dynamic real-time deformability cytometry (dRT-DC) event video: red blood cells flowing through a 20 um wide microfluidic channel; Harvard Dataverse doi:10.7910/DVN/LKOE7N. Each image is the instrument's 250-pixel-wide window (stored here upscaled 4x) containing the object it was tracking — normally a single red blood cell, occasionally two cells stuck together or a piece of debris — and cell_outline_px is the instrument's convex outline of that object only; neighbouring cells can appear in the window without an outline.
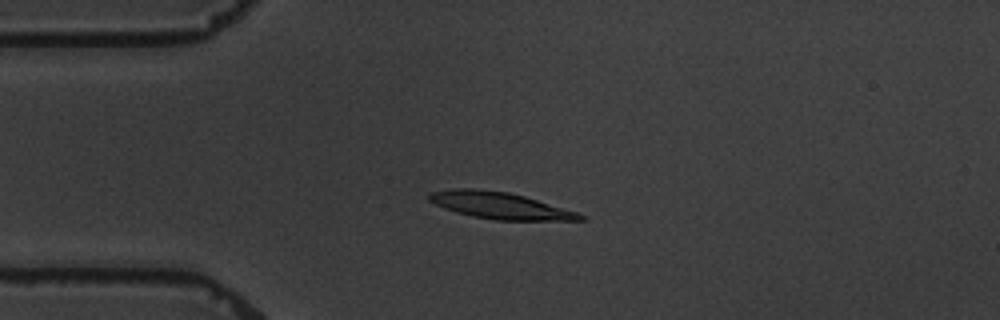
{"species": "common noctule bat (a hibernating species)", "species_latin": "Nyctalus noctula", "temperature_condition": "warm", "stored_images_in_passage": 7, "camera_frame_rate_fps": 3000, "um_per_image_px": 0.085, "animal": {"sex": "male", "body_mass_g": 19.5, "forearm_length_mm": 54.6}, "frame": {"image": 1, "passage_image": 3, "time_ms": 2.333, "image_size_px": [1000, 320], "cell_outline_px": [[588, 220], [496, 220], [472, 216], [456, 212], [444, 208], [428, 200], [428, 192], [452, 188], [476, 188], [508, 192], [524, 196], [576, 212], [584, 216]], "centroid_in_image_um": [42.43, 17.46], "position_along_channel_um": 42.6, "area_um2": 23.35}}
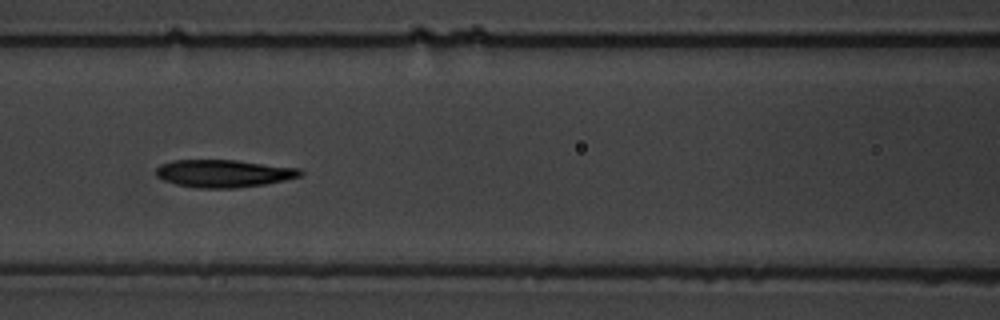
{"frame": {"image": 2, "passage_image": 6, "time_ms": 6.0, "image_size_px": [1000, 320], "cell_outline_px": [[304, 172], [300, 176], [284, 180], [264, 184], [236, 188], [196, 188], [176, 184], [164, 180], [156, 176], [156, 168], [160, 164], [172, 160], [236, 160], [300, 168]], "centroid_in_image_um": [19.0, 14.74], "position_along_channel_um": 147.6, "area_um2": 23.24}}
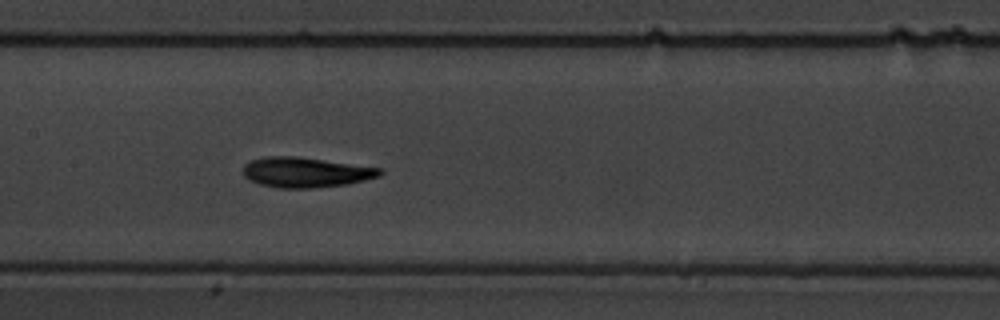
{"frame": {"image": 3, "passage_image": 7, "time_ms": 7.0, "image_size_px": [1000, 320], "cell_outline_px": [[384, 172], [380, 176], [348, 184], [316, 188], [276, 188], [260, 184], [248, 180], [244, 176], [244, 164], [252, 160], [264, 156], [296, 156], [384, 168]], "centroid_in_image_um": [26.01, 14.65], "position_along_channel_um": 181.4, "area_um2": 24.28}}